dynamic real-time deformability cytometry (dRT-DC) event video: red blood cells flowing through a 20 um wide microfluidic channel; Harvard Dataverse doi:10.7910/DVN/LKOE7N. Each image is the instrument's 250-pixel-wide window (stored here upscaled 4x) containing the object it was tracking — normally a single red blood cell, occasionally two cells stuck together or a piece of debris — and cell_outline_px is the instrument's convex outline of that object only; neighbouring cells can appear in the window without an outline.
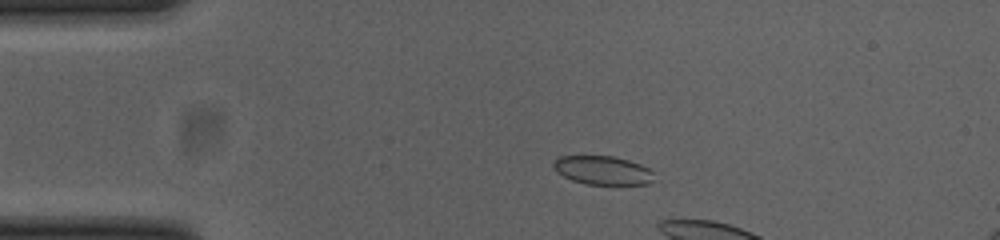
{"species": "common noctule bat (a hibernating species)", "species_latin": "Nyctalus noctula", "temperature_condition": "cold", "stored_images_in_passage": 7, "camera_frame_rate_fps": 3000, "um_per_image_px": 0.085, "animal": {"sex": "female", "body_mass_g": 23.0, "forearm_length_mm": 53.4}, "frame": {"image": 1, "passage_image": 3, "time_ms": 0.667, "image_size_px": [1000, 240], "cell_outline_px": [[652, 180], [648, 184], [588, 184], [572, 180], [556, 172], [552, 168], [552, 160], [560, 156], [612, 156], [628, 160], [640, 164], [648, 168], [652, 172]], "centroid_in_image_um": [51.16, 14.46], "position_along_channel_um": 33.8, "area_um2": 16.76}}